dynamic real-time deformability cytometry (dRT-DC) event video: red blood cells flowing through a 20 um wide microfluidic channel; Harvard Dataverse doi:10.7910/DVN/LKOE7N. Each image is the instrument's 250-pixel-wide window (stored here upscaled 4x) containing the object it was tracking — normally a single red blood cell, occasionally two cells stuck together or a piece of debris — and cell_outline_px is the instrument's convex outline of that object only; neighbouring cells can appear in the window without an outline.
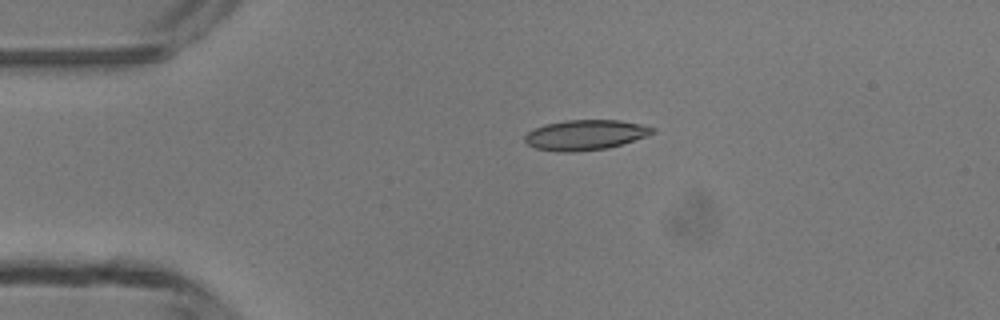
{"species": "common noctule bat (a hibernating species)", "species_latin": "Nyctalus noctula", "temperature_condition": "room temperature", "stored_images_in_passage": 4, "camera_frame_rate_fps": 3000, "um_per_image_px": 0.085, "animal": {"sex": "male", "body_mass_g": 13.3}, "frame": {"image": 1, "passage_image": 4, "time_ms": 3.333, "image_size_px": [1000, 320], "cell_outline_px": [[656, 132], [608, 148], [572, 152], [560, 152], [536, 148], [528, 144], [524, 140], [524, 136], [528, 132], [536, 128], [548, 124], [564, 120], [620, 120], [640, 124], [656, 128]], "centroid_in_image_um": [49.75, 11.46], "position_along_channel_um": 35.3, "area_um2": 22.14}}